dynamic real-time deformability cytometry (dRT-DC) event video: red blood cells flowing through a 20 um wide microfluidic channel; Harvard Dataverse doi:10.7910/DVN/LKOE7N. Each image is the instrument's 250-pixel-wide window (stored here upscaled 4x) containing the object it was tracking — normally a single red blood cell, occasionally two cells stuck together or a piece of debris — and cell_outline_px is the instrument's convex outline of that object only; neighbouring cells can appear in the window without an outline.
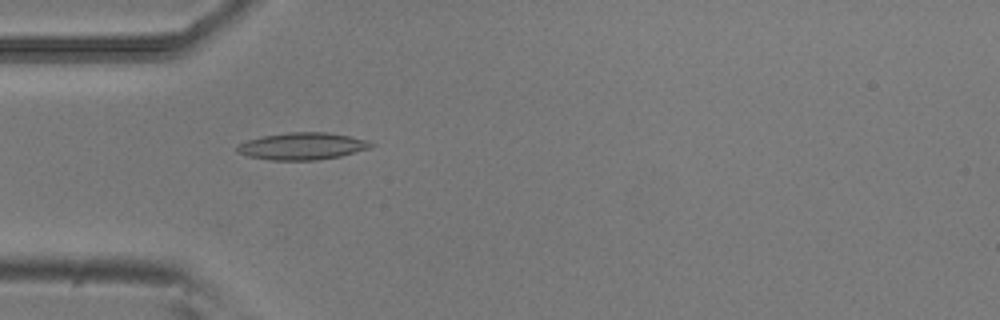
{"species": "common noctule bat (a hibernating species)", "species_latin": "Nyctalus noctula", "temperature_condition": "room temperature", "stored_images_in_passage": 52, "camera_frame_rate_fps": 3000, "um_per_image_px": 0.085, "animal": {"sex": "male", "body_mass_g": 20.5, "forearm_length_mm": 52.5}, "frame": {"image": 1, "passage_image": 15, "time_ms": 4.667, "image_size_px": [1000, 320], "cell_outline_px": [[376, 144], [372, 148], [340, 156], [316, 160], [268, 160], [248, 156], [236, 152], [236, 148], [240, 144], [248, 140], [260, 136], [288, 132], [328, 132], [368, 140]], "centroid_in_image_um": [25.71, 12.42], "position_along_channel_um": 59.3, "area_um2": 21.27}}
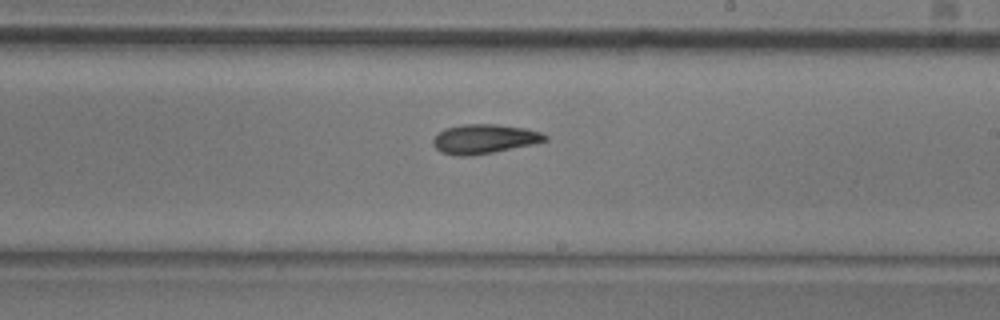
{"frame": {"image": 2, "passage_image": 30, "time_ms": 9.667, "image_size_px": [1000, 320], "cell_outline_px": [[548, 140], [532, 144], [492, 152], [468, 156], [456, 156], [440, 152], [432, 144], [432, 140], [444, 128], [464, 124], [496, 124], [524, 128], [540, 132], [548, 136]], "centroid_in_image_um": [41.13, 11.81], "position_along_channel_um": 247.9, "area_um2": 19.02}}
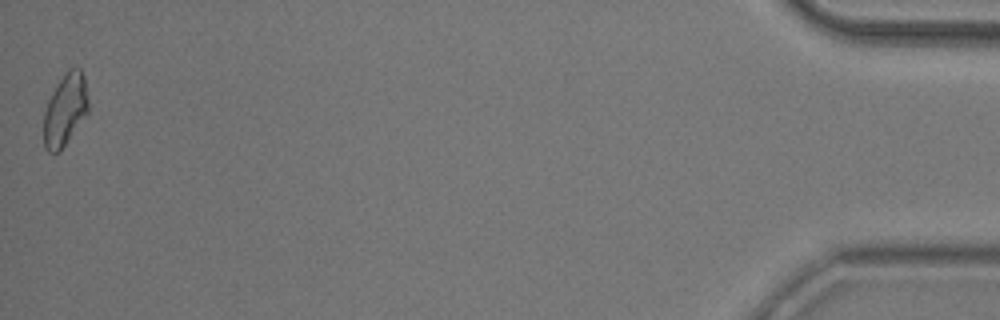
{"frame": {"image": 3, "passage_image": 52, "time_ms": 17.0, "image_size_px": [1000, 320], "cell_outline_px": [[88, 112], [60, 152], [48, 152], [44, 148], [44, 112], [48, 100], [60, 80], [68, 68], [80, 68], [84, 76], [88, 100]], "centroid_in_image_um": [5.54, 9.35], "position_along_channel_um": 429.7, "area_um2": 18.55}, "authors_computed_cell_mechanics": {"area_um2": 19.0451, "velocity_mm_per_s": 3.8019, "shape_relaxation_time_tau1_ms": 9.5309, "shape_relaxation_time_tau2_ms": 7.2807, "deformation_change_tau1": 0.2044, "deformation_change_tau2": 0.1658}}